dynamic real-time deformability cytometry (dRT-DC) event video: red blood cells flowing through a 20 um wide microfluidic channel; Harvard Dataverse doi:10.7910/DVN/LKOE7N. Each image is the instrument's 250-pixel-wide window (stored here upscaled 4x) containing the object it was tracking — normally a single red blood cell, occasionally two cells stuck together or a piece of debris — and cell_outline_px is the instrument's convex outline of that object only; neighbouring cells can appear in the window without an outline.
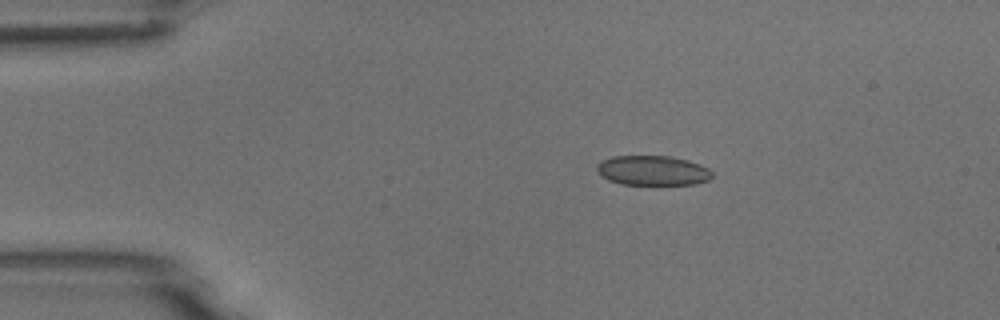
{"species": "common noctule bat (a hibernating species)", "species_latin": "Nyctalus noctula", "temperature_condition": "room temperature", "stored_images_in_passage": 4, "camera_frame_rate_fps": 3000, "um_per_image_px": 0.085, "animal": {"sex": "male", "body_mass_g": 18.8}, "frame": {"image": 1, "passage_image": 3, "time_ms": 2.333, "image_size_px": [1000, 320], "cell_outline_px": [[712, 176], [708, 180], [696, 184], [652, 188], [620, 184], [608, 180], [600, 176], [596, 168], [596, 164], [600, 160], [612, 156], [672, 156], [688, 160], [700, 164], [708, 168], [712, 172]], "centroid_in_image_um": [55.46, 14.55], "position_along_channel_um": 29.5, "area_um2": 21.27}}